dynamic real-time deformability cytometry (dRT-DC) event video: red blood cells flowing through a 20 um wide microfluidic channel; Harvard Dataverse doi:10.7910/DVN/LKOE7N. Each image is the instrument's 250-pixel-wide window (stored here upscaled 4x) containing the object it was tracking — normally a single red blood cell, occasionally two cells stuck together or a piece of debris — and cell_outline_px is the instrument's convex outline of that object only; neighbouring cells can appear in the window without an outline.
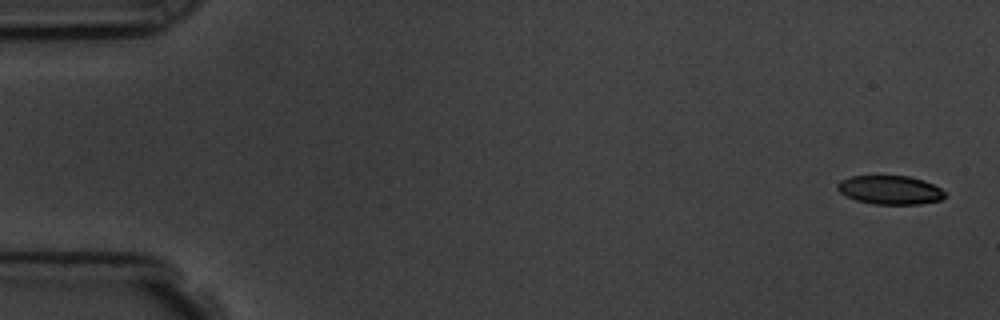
{"species": "common noctule bat (a hibernating species)", "species_latin": "Nyctalus noctula", "temperature_condition": "room temperature", "stored_images_in_passage": 5, "camera_frame_rate_fps": 3000, "um_per_image_px": 0.085, "animal": {"sex": "male", "body_mass_g": 19.5, "forearm_length_mm": 54.6}, "frame": {"image": 1, "passage_image": 1, "time_ms": 0.0, "image_size_px": [1000, 320], "cell_outline_px": [[948, 196], [940, 200], [920, 204], [876, 204], [856, 200], [840, 192], [836, 188], [836, 184], [840, 180], [852, 176], [908, 176], [924, 180], [940, 188]], "centroid_in_image_um": [75.66, 16.14], "position_along_channel_um": 9.3, "area_um2": 17.98}}
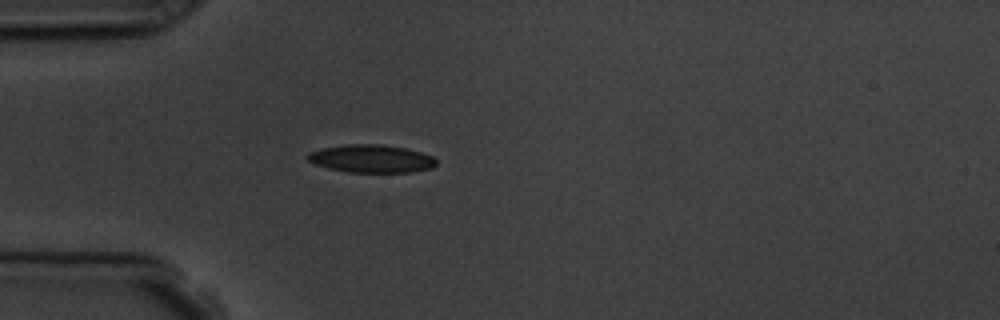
{"frame": {"image": 2, "passage_image": 5, "time_ms": 4.667, "image_size_px": [1000, 320], "cell_outline_px": [[436, 164], [432, 168], [408, 172], [348, 172], [328, 168], [316, 164], [308, 160], [304, 156], [308, 152], [320, 148], [344, 144], [380, 144], [408, 148], [432, 156], [436, 160]], "centroid_in_image_um": [31.52, 13.47], "position_along_channel_um": 53.5, "area_um2": 21.04}}